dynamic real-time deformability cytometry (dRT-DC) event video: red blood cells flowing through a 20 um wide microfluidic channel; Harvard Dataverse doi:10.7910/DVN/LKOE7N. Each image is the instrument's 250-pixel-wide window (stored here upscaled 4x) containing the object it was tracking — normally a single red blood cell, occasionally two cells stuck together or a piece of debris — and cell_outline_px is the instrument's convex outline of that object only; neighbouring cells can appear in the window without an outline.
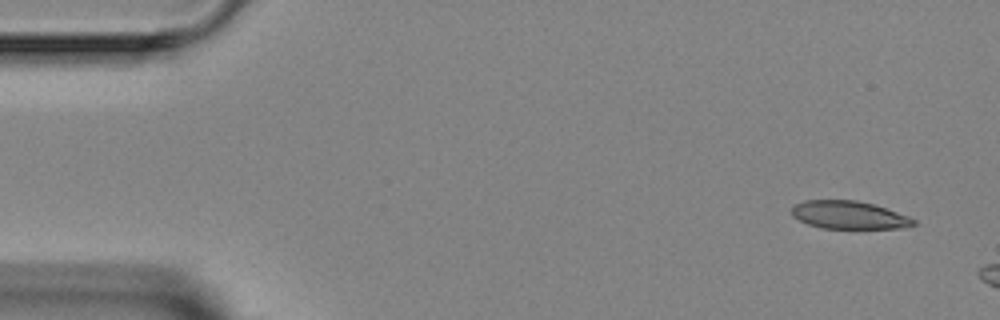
{"species": "Egyptian fruit bat (a non-hibernating species)", "species_latin": "Rousettus aegyptiacus", "temperature_condition": "room temperature", "stored_images_in_passage": 4, "camera_frame_rate_fps": 3000, "um_per_image_px": 0.085, "animal": {"sex": "female"}, "frame": {"image": 1, "passage_image": 4, "time_ms": 6.0, "image_size_px": [1000, 320], "cell_outline_px": [[916, 224], [904, 228], [820, 228], [808, 224], [792, 216], [792, 208], [796, 204], [804, 200], [856, 200], [872, 204], [908, 216], [916, 220]], "centroid_in_image_um": [72.15, 18.28], "position_along_channel_um": 12.8, "area_um2": 19.65}}